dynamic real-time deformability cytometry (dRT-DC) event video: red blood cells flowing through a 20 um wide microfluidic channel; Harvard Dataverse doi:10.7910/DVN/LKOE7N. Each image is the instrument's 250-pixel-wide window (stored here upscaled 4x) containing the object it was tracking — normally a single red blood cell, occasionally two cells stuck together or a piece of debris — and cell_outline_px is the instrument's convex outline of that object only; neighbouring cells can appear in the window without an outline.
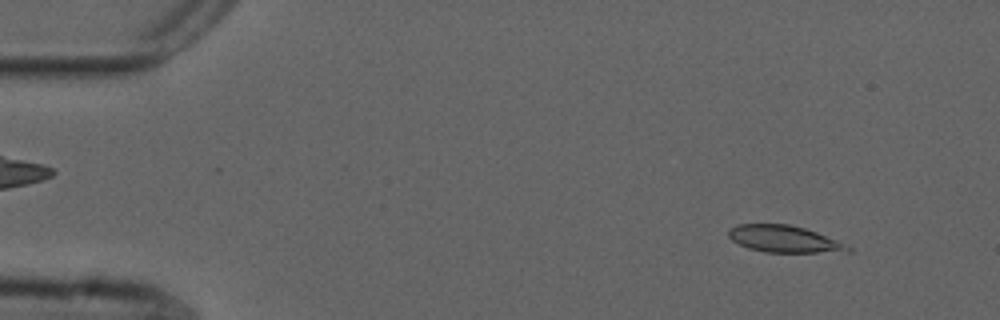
{"species": "common noctule bat (a hibernating species)", "species_latin": "Nyctalus noctula", "temperature_condition": "cold", "stored_images_in_passage": 14, "camera_frame_rate_fps": 3000, "um_per_image_px": 0.085, "animal": {"sex": "male", "forearm_length_mm": 52.5}, "frame": {"image": 1, "passage_image": 5, "time_ms": 1.333, "image_size_px": [1000, 320], "cell_outline_px": [[852, 252], [764, 252], [748, 248], [732, 240], [728, 236], [728, 232], [736, 224], [788, 224], [804, 228], [816, 232], [836, 240], [852, 248]], "centroid_in_image_um": [66.65, 20.32], "position_along_channel_um": 18.4, "area_um2": 18.5}}
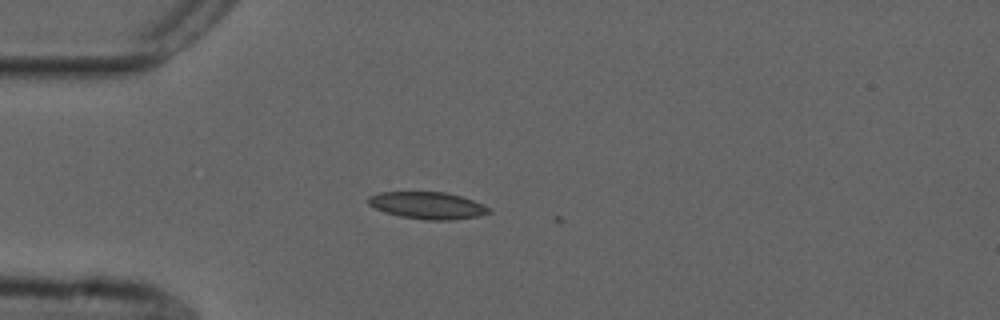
{"frame": {"image": 2, "passage_image": 14, "time_ms": 4.333, "image_size_px": [1000, 320], "cell_outline_px": [[492, 212], [480, 216], [452, 220], [424, 220], [400, 216], [384, 212], [368, 204], [368, 196], [380, 192], [444, 192], [460, 196], [484, 204], [492, 208]], "centroid_in_image_um": [36.38, 17.47], "position_along_channel_um": 48.6, "area_um2": 19.13}}